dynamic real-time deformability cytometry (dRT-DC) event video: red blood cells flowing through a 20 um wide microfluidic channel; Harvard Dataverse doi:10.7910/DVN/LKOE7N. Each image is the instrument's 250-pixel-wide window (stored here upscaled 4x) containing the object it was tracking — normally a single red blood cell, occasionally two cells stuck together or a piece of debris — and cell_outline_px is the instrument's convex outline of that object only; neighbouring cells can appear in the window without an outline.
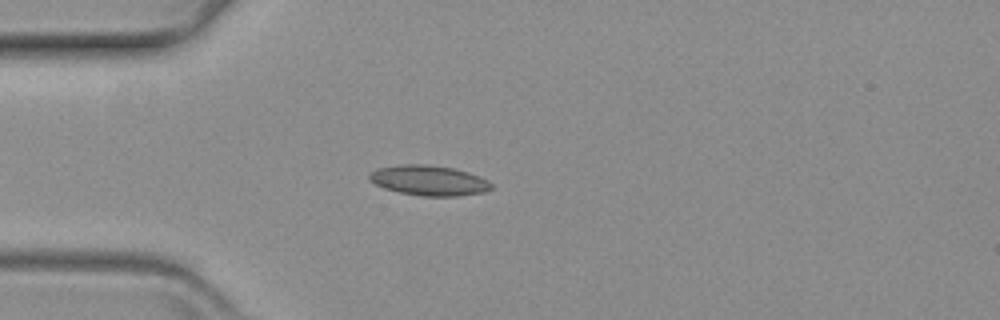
{"species": "common noctule bat (a hibernating species)", "species_latin": "Nyctalus noctula", "temperature_condition": "warm", "stored_images_in_passage": 54, "camera_frame_rate_fps": 3000, "um_per_image_px": 0.085, "animal": {"sex": "female", "body_mass_g": 19.3, "forearm_length_mm": 54.1}, "frame": {"image": 1, "passage_image": 11, "time_ms": 3.333, "image_size_px": [1000, 320], "cell_outline_px": [[492, 188], [484, 192], [456, 196], [420, 196], [400, 192], [384, 188], [368, 180], [368, 172], [376, 168], [400, 164], [424, 164], [452, 168], [468, 172], [488, 180], [492, 184]], "centroid_in_image_um": [36.41, 15.33], "position_along_channel_um": 48.6, "area_um2": 21.5}}
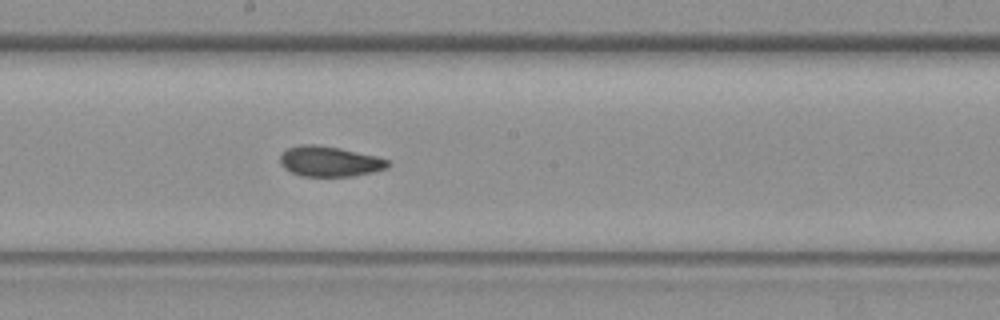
{"frame": {"image": 2, "passage_image": 27, "time_ms": 8.667, "image_size_px": [1000, 320], "cell_outline_px": [[392, 164], [388, 168], [372, 172], [352, 176], [300, 176], [284, 168], [280, 164], [280, 156], [288, 148], [300, 144], [316, 144], [340, 148], [376, 156], [388, 160]], "centroid_in_image_um": [28.02, 13.72], "position_along_channel_um": 220.2, "area_um2": 19.07}}
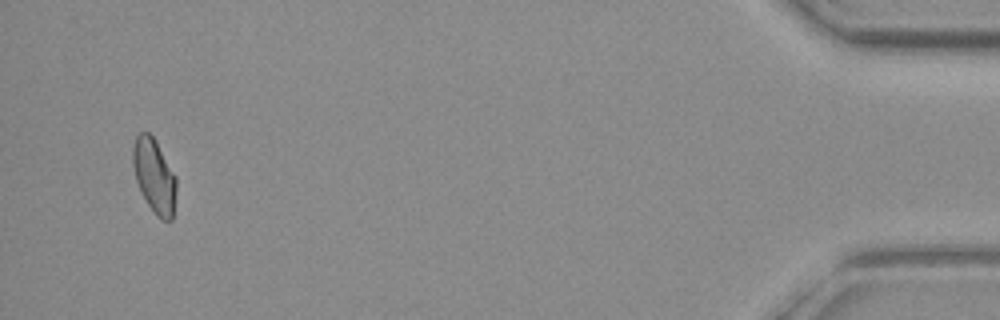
{"frame": {"image": 3, "passage_image": 52, "time_ms": 17.0, "image_size_px": [1000, 320], "cell_outline_px": [[176, 192], [172, 220], [160, 220], [156, 216], [148, 204], [136, 180], [132, 164], [132, 148], [136, 136], [140, 132], [148, 132], [152, 136], [176, 176]], "centroid_in_image_um": [13.11, 14.96], "position_along_channel_um": 422.1, "area_um2": 18.55}}